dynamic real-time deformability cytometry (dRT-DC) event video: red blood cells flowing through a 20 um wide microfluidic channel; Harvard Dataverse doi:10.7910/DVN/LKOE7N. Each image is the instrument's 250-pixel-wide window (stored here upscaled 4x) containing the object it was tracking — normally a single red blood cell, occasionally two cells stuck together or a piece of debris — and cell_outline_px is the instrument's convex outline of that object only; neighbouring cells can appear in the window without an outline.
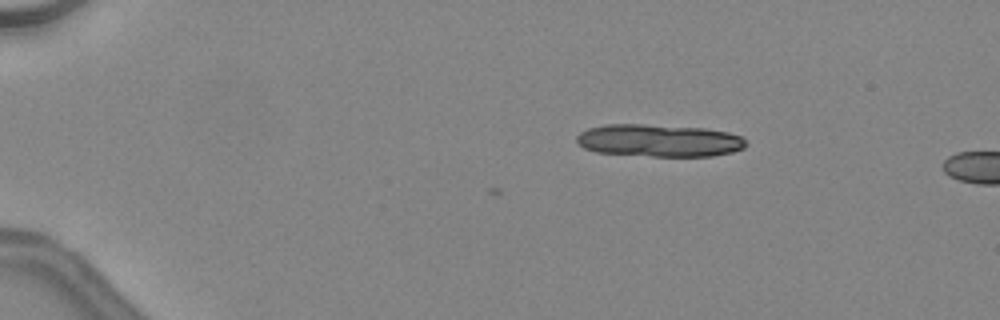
{"species": "common noctule bat (a hibernating species)", "species_latin": "Nyctalus noctula", "temperature_condition": "warm", "stored_images_in_passage": 4, "camera_frame_rate_fps": 3000, "um_per_image_px": 0.085, "animal": {"sex": "female", "body_mass_g": 24.6, "forearm_length_mm": 56.2}, "frame": {"image": 1, "passage_image": 2, "time_ms": 0.333, "image_size_px": [1000, 320], "cell_outline_px": [[748, 144], [744, 148], [732, 152], [712, 156], [652, 156], [596, 152], [584, 148], [576, 140], [576, 136], [580, 132], [588, 128], [604, 124], [644, 124], [704, 128], [728, 132], [740, 136]], "centroid_in_image_um": [56.01, 11.94], "position_along_channel_um": 29.0, "area_um2": 32.08}}